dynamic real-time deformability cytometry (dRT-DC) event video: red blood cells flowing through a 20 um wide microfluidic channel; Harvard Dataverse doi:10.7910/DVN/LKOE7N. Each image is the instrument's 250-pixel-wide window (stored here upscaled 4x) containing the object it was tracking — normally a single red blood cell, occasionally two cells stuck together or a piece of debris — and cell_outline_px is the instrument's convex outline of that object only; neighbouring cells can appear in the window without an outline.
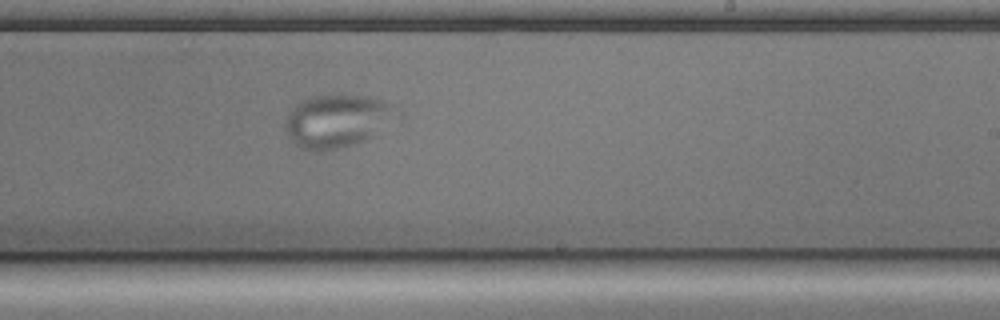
{"species": "common noctule bat (a hibernating species)", "species_latin": "Nyctalus noctula", "temperature_condition": "cold", "stored_images_in_passage": 53, "camera_frame_rate_fps": 3000, "um_per_image_px": 0.085, "animal": {"sex": "male", "body_mass_g": 17.9, "forearm_length_mm": 54.2}, "frame": {"image": 1, "passage_image": 29, "time_ms": 9.333, "image_size_px": [1000, 320], "cell_outline_px": [[404, 116], [376, 136], [356, 144], [336, 148], [300, 148], [288, 136], [284, 128], [284, 120], [288, 112], [300, 100], [312, 96], [368, 96], [384, 100], [392, 104], [404, 112]], "centroid_in_image_um": [28.79, 10.25], "position_along_channel_um": 260.2, "area_um2": 34.97}}